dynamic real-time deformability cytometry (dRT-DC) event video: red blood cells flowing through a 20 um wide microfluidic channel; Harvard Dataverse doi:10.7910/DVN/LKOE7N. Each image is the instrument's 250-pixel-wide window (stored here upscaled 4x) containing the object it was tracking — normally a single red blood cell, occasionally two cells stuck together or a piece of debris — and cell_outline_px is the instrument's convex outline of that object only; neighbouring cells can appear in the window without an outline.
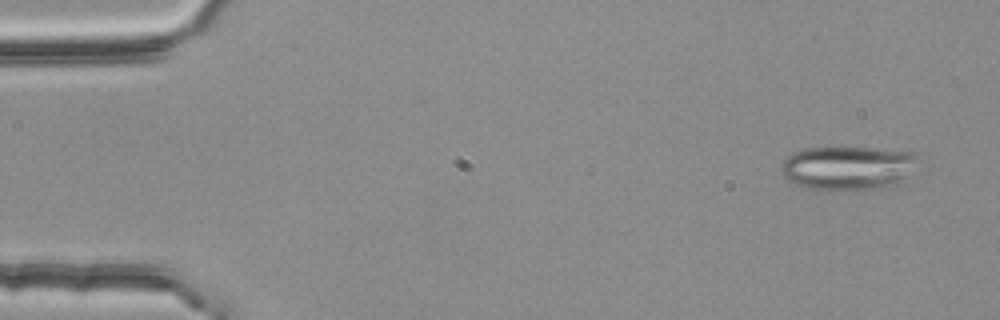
{"species": "common noctule bat (a hibernating species)", "species_latin": "Nyctalus noctula", "temperature_condition": "room temperature", "stored_images_in_passage": 4, "camera_frame_rate_fps": 3000, "um_per_image_px": 0.085, "animal": {"sex": "female", "body_mass_g": 25.1}, "frame": {"image": 1, "passage_image": 1, "time_ms": 0.0, "image_size_px": [1000, 320], "cell_outline_px": [[920, 156], [904, 176], [896, 184], [884, 188], [812, 188], [788, 180], [784, 176], [780, 168], [784, 160], [792, 152], [800, 148], [872, 148], [916, 152]], "centroid_in_image_um": [72.05, 14.22], "position_along_channel_um": 13.0, "area_um2": 33.99}}